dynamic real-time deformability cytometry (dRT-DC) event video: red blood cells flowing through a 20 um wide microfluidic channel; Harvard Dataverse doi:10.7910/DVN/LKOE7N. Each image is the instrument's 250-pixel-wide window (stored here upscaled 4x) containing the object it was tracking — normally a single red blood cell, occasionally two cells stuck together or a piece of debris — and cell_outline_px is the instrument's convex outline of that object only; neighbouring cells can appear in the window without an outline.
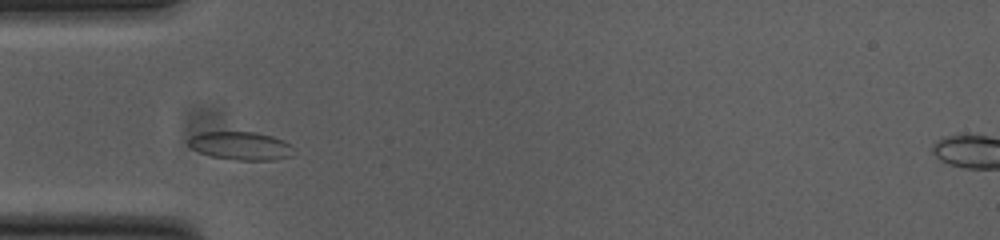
{"species": "common noctule bat (a hibernating species)", "species_latin": "Nyctalus noctula", "temperature_condition": "cold", "stored_images_in_passage": 38, "camera_frame_rate_fps": 3000, "um_per_image_px": 0.085, "animal": {"sex": "female", "body_mass_g": 23.0, "forearm_length_mm": 53.4}, "frame": {"image": 1, "passage_image": 6, "time_ms": 1.667, "image_size_px": [1000, 240], "cell_outline_px": [[292, 156], [272, 160], [236, 160], [212, 156], [200, 152], [192, 148], [188, 144], [188, 140], [192, 136], [200, 132], [256, 132], [272, 136], [284, 140], [292, 144]], "centroid_in_image_um": [20.49, 12.39], "position_along_channel_um": 64.5, "area_um2": 17.28}}
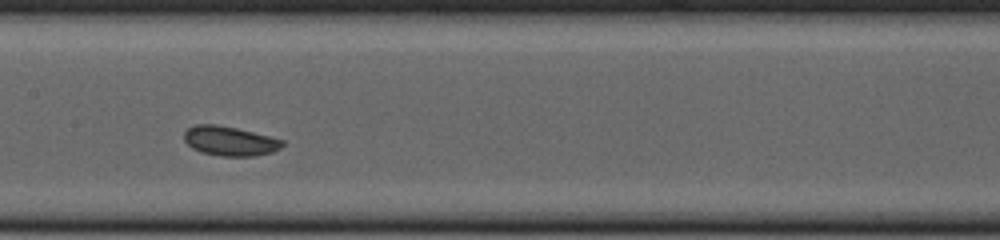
{"frame": {"image": 2, "passage_image": 16, "time_ms": 5.0, "image_size_px": [1000, 240], "cell_outline_px": [[284, 144], [280, 148], [272, 152], [256, 156], [220, 156], [200, 152], [192, 148], [184, 140], [184, 132], [188, 128], [196, 124], [216, 124], [236, 128], [284, 140]], "centroid_in_image_um": [19.51, 11.99], "position_along_channel_um": 187.9, "area_um2": 16.88}}
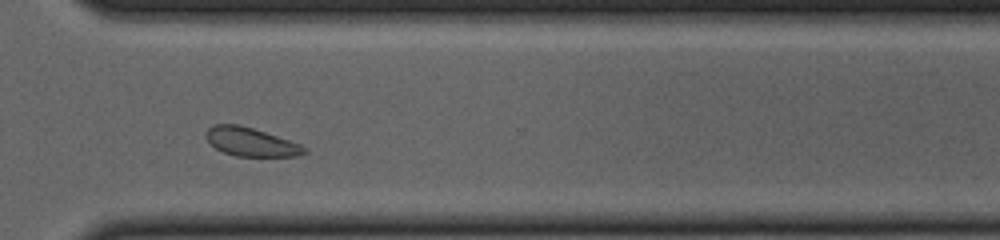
{"frame": {"image": 3, "passage_image": 29, "time_ms": 9.333, "image_size_px": [1000, 240], "cell_outline_px": [[308, 152], [296, 156], [236, 156], [224, 152], [216, 148], [204, 136], [204, 132], [212, 124], [236, 124], [252, 128], [300, 144], [308, 148]], "centroid_in_image_um": [21.3, 12.06], "position_along_channel_um": 349.3, "area_um2": 16.24}, "authors_computed_cell_mechanics": {"area_um2": 16.9643, "velocity_mm_per_s": 3.7194, "shape_relaxation_time_tau1_ms": 2.9303, "shape_relaxation_time_tau2_ms": null, "deformation_change_tau1": 0.0852, "deformation_change_tau2": null}}